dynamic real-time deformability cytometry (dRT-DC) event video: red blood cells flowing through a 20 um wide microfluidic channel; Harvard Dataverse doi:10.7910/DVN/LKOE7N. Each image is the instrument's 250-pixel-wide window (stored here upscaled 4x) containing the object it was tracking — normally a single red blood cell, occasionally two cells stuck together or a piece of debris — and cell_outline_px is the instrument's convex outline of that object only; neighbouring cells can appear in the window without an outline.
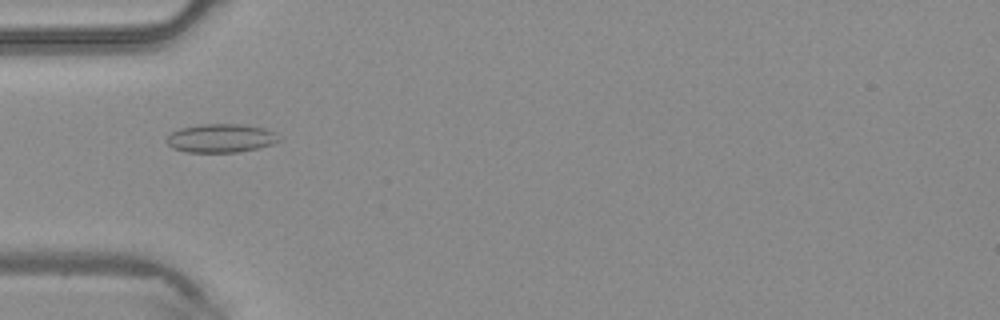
{"species": "common noctule bat (a hibernating species)", "species_latin": "Nyctalus noctula", "temperature_condition": "warm", "stored_images_in_passage": 46, "camera_frame_rate_fps": 3000, "um_per_image_px": 0.085, "animal": {"sex": "male", "body_mass_g": 20.4}, "frame": {"image": 1, "passage_image": 15, "time_ms": 4.667, "image_size_px": [1000, 320], "cell_outline_px": [[280, 140], [272, 144], [256, 148], [236, 152], [184, 152], [172, 148], [168, 144], [168, 136], [172, 132], [180, 128], [200, 124], [240, 124], [264, 128], [276, 132]], "centroid_in_image_um": [18.77, 11.74], "position_along_channel_um": 66.2, "area_um2": 18.61}}
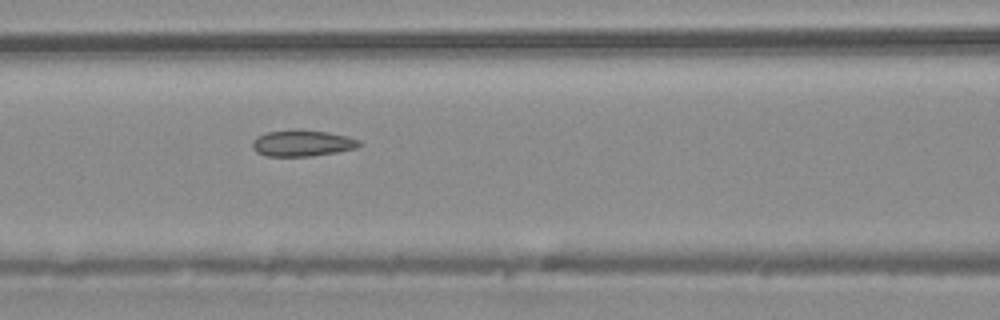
{"frame": {"image": 2, "passage_image": 20, "time_ms": 6.333, "image_size_px": [1000, 320], "cell_outline_px": [[364, 144], [356, 148], [336, 152], [312, 156], [264, 156], [256, 152], [252, 148], [252, 140], [256, 136], [264, 132], [292, 128], [328, 132], [348, 136], [360, 140]], "centroid_in_image_um": [25.66, 12.15], "position_along_channel_um": 140.9, "area_um2": 16.88}}
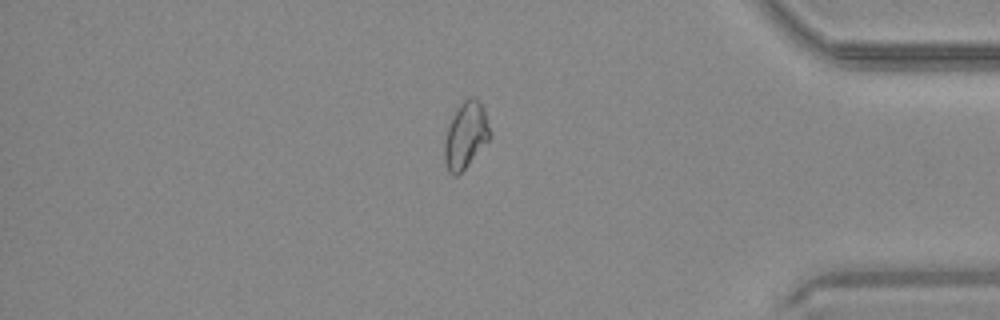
{"frame": {"image": 3, "passage_image": 39, "time_ms": 12.667, "image_size_px": [1000, 320], "cell_outline_px": [[492, 136], [468, 164], [456, 176], [452, 176], [448, 172], [444, 160], [444, 144], [448, 128], [452, 116], [460, 104], [464, 100], [476, 96], [484, 108]], "centroid_in_image_um": [39.59, 11.49], "position_along_channel_um": 395.6, "area_um2": 17.46}}